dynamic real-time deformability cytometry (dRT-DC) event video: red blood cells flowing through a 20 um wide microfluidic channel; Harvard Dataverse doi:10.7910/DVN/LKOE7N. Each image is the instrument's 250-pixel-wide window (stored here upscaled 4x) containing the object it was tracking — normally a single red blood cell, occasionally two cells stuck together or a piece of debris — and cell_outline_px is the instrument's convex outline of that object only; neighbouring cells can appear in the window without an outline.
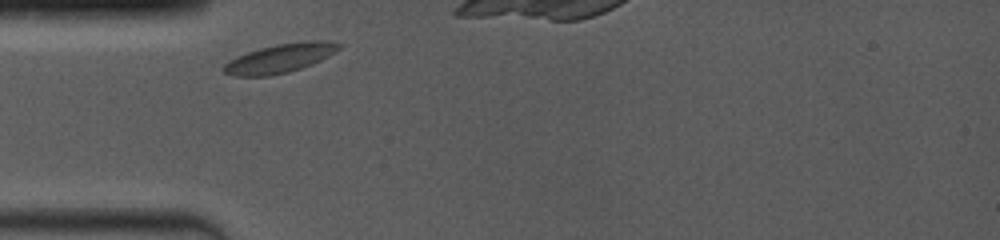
{"species": "common noctule bat (a hibernating species)", "species_latin": "Nyctalus noctula", "temperature_condition": "room temperature", "stored_images_in_passage": 2, "camera_frame_rate_fps": 4000, "um_per_image_px": 0.085, "animal": {"sex": "female", "body_mass_g": 19.0, "forearm_length_mm": 53.3}, "frame": {"image": 1, "passage_image": 1, "time_ms": 0.0, "image_size_px": [1000, 240], "cell_outline_px": [[344, 44], [340, 48], [328, 56], [312, 64], [288, 72], [268, 76], [232, 76], [224, 72], [220, 68], [228, 60], [236, 56], [260, 48], [276, 44], [304, 40], [328, 40]], "centroid_in_image_um": [23.79, 4.94], "position_along_channel_um": 61.2, "area_um2": 19.65}}
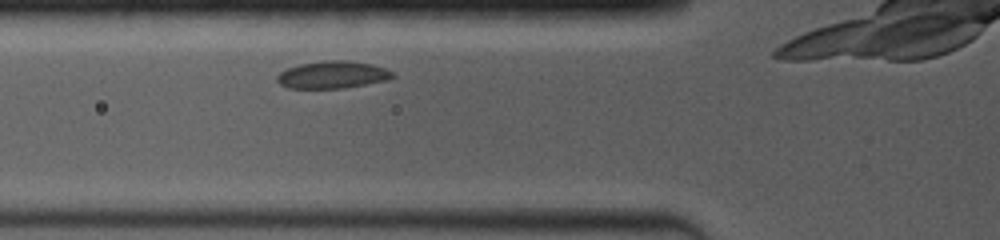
{"frame": {"image": 2, "passage_image": 2, "time_ms": 1.0, "image_size_px": [1000, 240], "cell_outline_px": [[396, 76], [384, 80], [344, 88], [288, 88], [280, 84], [276, 80], [276, 76], [280, 72], [288, 68], [300, 64], [332, 60], [340, 60], [372, 64], [384, 68], [392, 72]], "centroid_in_image_um": [28.23, 6.36], "position_along_channel_um": 97.6, "area_um2": 18.03}}